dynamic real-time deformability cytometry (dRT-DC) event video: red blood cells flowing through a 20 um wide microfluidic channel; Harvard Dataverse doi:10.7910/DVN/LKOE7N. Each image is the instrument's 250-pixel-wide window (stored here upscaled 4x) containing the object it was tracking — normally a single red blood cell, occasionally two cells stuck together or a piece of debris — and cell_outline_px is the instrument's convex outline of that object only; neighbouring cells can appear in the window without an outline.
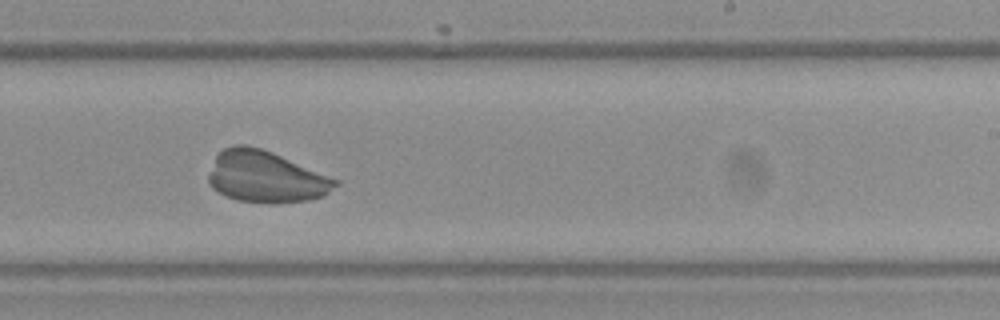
{"species": "Egyptian fruit bat (a non-hibernating species)", "species_latin": "Rousettus aegyptiacus", "temperature_condition": "warm", "stored_images_in_passage": 51, "camera_frame_rate_fps": 3000, "um_per_image_px": 0.085, "frame": {"image": 1, "passage_image": 32, "time_ms": 10.333, "image_size_px": [1000, 320], "cell_outline_px": [[340, 184], [324, 196], [308, 200], [272, 204], [236, 200], [212, 188], [208, 180], [208, 176], [216, 156], [224, 148], [232, 144], [244, 144], [260, 148], [272, 152], [340, 180]], "centroid_in_image_um": [22.62, 15.03], "position_along_channel_um": 266.4, "area_um2": 38.15}}
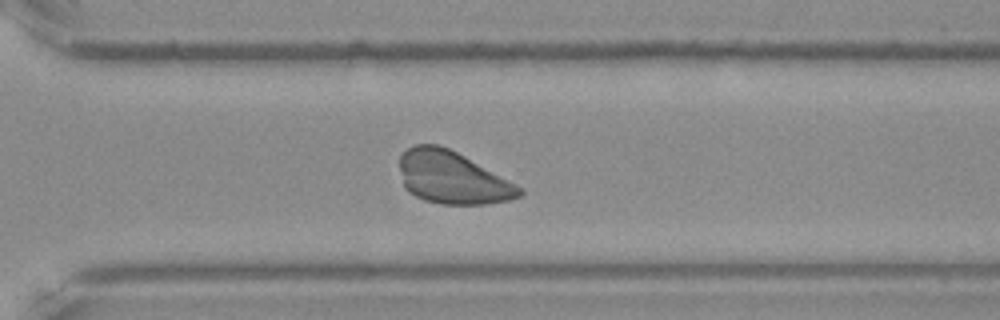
{"frame": {"image": 2, "passage_image": 37, "time_ms": 12.0, "image_size_px": [1000, 320], "cell_outline_px": [[524, 192], [520, 196], [508, 200], [484, 204], [440, 204], [424, 200], [408, 192], [404, 188], [400, 168], [400, 156], [408, 148], [416, 144], [440, 144], [464, 156], [516, 184]], "centroid_in_image_um": [38.41, 15.1], "position_along_channel_um": 332.2, "area_um2": 36.36}}